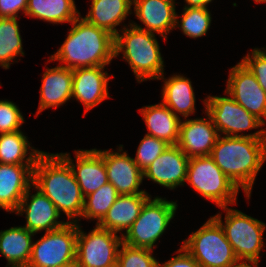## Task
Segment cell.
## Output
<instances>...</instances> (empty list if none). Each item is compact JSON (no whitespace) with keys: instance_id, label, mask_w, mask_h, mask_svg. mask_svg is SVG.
Returning <instances> with one entry per match:
<instances>
[{"instance_id":"3957f363","label":"cell","mask_w":266,"mask_h":267,"mask_svg":"<svg viewBox=\"0 0 266 267\" xmlns=\"http://www.w3.org/2000/svg\"><path fill=\"white\" fill-rule=\"evenodd\" d=\"M71 25L64 43L48 62L59 61L71 70L109 65L115 58V36L86 22L81 15Z\"/></svg>"},{"instance_id":"ffe728a7","label":"cell","mask_w":266,"mask_h":267,"mask_svg":"<svg viewBox=\"0 0 266 267\" xmlns=\"http://www.w3.org/2000/svg\"><path fill=\"white\" fill-rule=\"evenodd\" d=\"M35 165L0 163V208L13 213L33 184Z\"/></svg>"},{"instance_id":"277c9868","label":"cell","mask_w":266,"mask_h":267,"mask_svg":"<svg viewBox=\"0 0 266 267\" xmlns=\"http://www.w3.org/2000/svg\"><path fill=\"white\" fill-rule=\"evenodd\" d=\"M155 34L130 23L129 26L125 24L115 36V58L122 53L138 83L157 80L164 73V60Z\"/></svg>"},{"instance_id":"7a4b0ae2","label":"cell","mask_w":266,"mask_h":267,"mask_svg":"<svg viewBox=\"0 0 266 267\" xmlns=\"http://www.w3.org/2000/svg\"><path fill=\"white\" fill-rule=\"evenodd\" d=\"M33 185L54 203L59 213L66 215L69 222L79 223L84 196L71 167L58 153L43 151L37 158Z\"/></svg>"},{"instance_id":"f546056e","label":"cell","mask_w":266,"mask_h":267,"mask_svg":"<svg viewBox=\"0 0 266 267\" xmlns=\"http://www.w3.org/2000/svg\"><path fill=\"white\" fill-rule=\"evenodd\" d=\"M120 194L110 183H106L95 192L84 197V207L81 218L96 220L98 224Z\"/></svg>"},{"instance_id":"4dcf8cb0","label":"cell","mask_w":266,"mask_h":267,"mask_svg":"<svg viewBox=\"0 0 266 267\" xmlns=\"http://www.w3.org/2000/svg\"><path fill=\"white\" fill-rule=\"evenodd\" d=\"M211 19L210 10L206 7H183L182 15L176 13L175 28H181L184 35L195 39L206 35Z\"/></svg>"},{"instance_id":"e575fe53","label":"cell","mask_w":266,"mask_h":267,"mask_svg":"<svg viewBox=\"0 0 266 267\" xmlns=\"http://www.w3.org/2000/svg\"><path fill=\"white\" fill-rule=\"evenodd\" d=\"M261 49L254 48L251 55L248 53L242 58L241 62L251 71L266 92V48Z\"/></svg>"},{"instance_id":"1f68e13d","label":"cell","mask_w":266,"mask_h":267,"mask_svg":"<svg viewBox=\"0 0 266 267\" xmlns=\"http://www.w3.org/2000/svg\"><path fill=\"white\" fill-rule=\"evenodd\" d=\"M158 261L153 250L135 248L124 243L120 245L117 256V267H157Z\"/></svg>"},{"instance_id":"ba28073f","label":"cell","mask_w":266,"mask_h":267,"mask_svg":"<svg viewBox=\"0 0 266 267\" xmlns=\"http://www.w3.org/2000/svg\"><path fill=\"white\" fill-rule=\"evenodd\" d=\"M186 182L203 198L214 202L219 208L237 204L239 189L210 155L189 159Z\"/></svg>"},{"instance_id":"8992f818","label":"cell","mask_w":266,"mask_h":267,"mask_svg":"<svg viewBox=\"0 0 266 267\" xmlns=\"http://www.w3.org/2000/svg\"><path fill=\"white\" fill-rule=\"evenodd\" d=\"M220 208L226 212L225 222L220 213L212 217L223 228L237 259L259 261L260 251L264 248L263 233L266 224L237 209L228 206Z\"/></svg>"},{"instance_id":"9a60e30c","label":"cell","mask_w":266,"mask_h":267,"mask_svg":"<svg viewBox=\"0 0 266 267\" xmlns=\"http://www.w3.org/2000/svg\"><path fill=\"white\" fill-rule=\"evenodd\" d=\"M207 118L181 119L177 146L188 157L207 156L216 144L219 132L210 115Z\"/></svg>"},{"instance_id":"4316f807","label":"cell","mask_w":266,"mask_h":267,"mask_svg":"<svg viewBox=\"0 0 266 267\" xmlns=\"http://www.w3.org/2000/svg\"><path fill=\"white\" fill-rule=\"evenodd\" d=\"M42 153L43 151L31 146L27 136L21 130L0 134V163L2 164L35 165Z\"/></svg>"},{"instance_id":"8fae6325","label":"cell","mask_w":266,"mask_h":267,"mask_svg":"<svg viewBox=\"0 0 266 267\" xmlns=\"http://www.w3.org/2000/svg\"><path fill=\"white\" fill-rule=\"evenodd\" d=\"M122 236L96 224L88 234L78 224L76 259L81 267H115Z\"/></svg>"},{"instance_id":"8d00e7d4","label":"cell","mask_w":266,"mask_h":267,"mask_svg":"<svg viewBox=\"0 0 266 267\" xmlns=\"http://www.w3.org/2000/svg\"><path fill=\"white\" fill-rule=\"evenodd\" d=\"M27 0H0V18L16 17L19 11L26 13Z\"/></svg>"},{"instance_id":"52a82bcc","label":"cell","mask_w":266,"mask_h":267,"mask_svg":"<svg viewBox=\"0 0 266 267\" xmlns=\"http://www.w3.org/2000/svg\"><path fill=\"white\" fill-rule=\"evenodd\" d=\"M150 197L143 205L139 217L122 236L123 243L135 248L153 250L154 244L164 234L178 208L177 201L159 196Z\"/></svg>"},{"instance_id":"74e56055","label":"cell","mask_w":266,"mask_h":267,"mask_svg":"<svg viewBox=\"0 0 266 267\" xmlns=\"http://www.w3.org/2000/svg\"><path fill=\"white\" fill-rule=\"evenodd\" d=\"M213 0H184L185 6L187 8H194V7H208L207 5L210 4ZM187 4V5H186Z\"/></svg>"},{"instance_id":"836d02e7","label":"cell","mask_w":266,"mask_h":267,"mask_svg":"<svg viewBox=\"0 0 266 267\" xmlns=\"http://www.w3.org/2000/svg\"><path fill=\"white\" fill-rule=\"evenodd\" d=\"M25 122L18 106L10 100H0V134L21 130Z\"/></svg>"},{"instance_id":"cb8c5ba5","label":"cell","mask_w":266,"mask_h":267,"mask_svg":"<svg viewBox=\"0 0 266 267\" xmlns=\"http://www.w3.org/2000/svg\"><path fill=\"white\" fill-rule=\"evenodd\" d=\"M147 126V135L176 145L179 139L180 117L176 116L163 102L147 105L139 110Z\"/></svg>"},{"instance_id":"f1b7e54d","label":"cell","mask_w":266,"mask_h":267,"mask_svg":"<svg viewBox=\"0 0 266 267\" xmlns=\"http://www.w3.org/2000/svg\"><path fill=\"white\" fill-rule=\"evenodd\" d=\"M18 55H25L18 20L16 17L0 18V67L9 69Z\"/></svg>"},{"instance_id":"5bb4252c","label":"cell","mask_w":266,"mask_h":267,"mask_svg":"<svg viewBox=\"0 0 266 267\" xmlns=\"http://www.w3.org/2000/svg\"><path fill=\"white\" fill-rule=\"evenodd\" d=\"M31 188L37 191L33 195L30 193ZM14 212L20 216L25 213L26 225L23 227L34 234L42 230L45 232L56 230L68 223V221H58L61 213L54 203L33 184L28 188Z\"/></svg>"},{"instance_id":"ac0fdd59","label":"cell","mask_w":266,"mask_h":267,"mask_svg":"<svg viewBox=\"0 0 266 267\" xmlns=\"http://www.w3.org/2000/svg\"><path fill=\"white\" fill-rule=\"evenodd\" d=\"M105 66L77 68L73 70L72 98L85 107V113L110 98V75Z\"/></svg>"},{"instance_id":"e0dca14e","label":"cell","mask_w":266,"mask_h":267,"mask_svg":"<svg viewBox=\"0 0 266 267\" xmlns=\"http://www.w3.org/2000/svg\"><path fill=\"white\" fill-rule=\"evenodd\" d=\"M189 159L177 145H169L143 172V179L171 190L184 186Z\"/></svg>"},{"instance_id":"7c38bea8","label":"cell","mask_w":266,"mask_h":267,"mask_svg":"<svg viewBox=\"0 0 266 267\" xmlns=\"http://www.w3.org/2000/svg\"><path fill=\"white\" fill-rule=\"evenodd\" d=\"M225 94L266 124V92L242 62L230 69Z\"/></svg>"},{"instance_id":"d6a6232c","label":"cell","mask_w":266,"mask_h":267,"mask_svg":"<svg viewBox=\"0 0 266 267\" xmlns=\"http://www.w3.org/2000/svg\"><path fill=\"white\" fill-rule=\"evenodd\" d=\"M169 146L164 140L145 134L133 158L140 170L144 172L157 157Z\"/></svg>"},{"instance_id":"5b68a950","label":"cell","mask_w":266,"mask_h":267,"mask_svg":"<svg viewBox=\"0 0 266 267\" xmlns=\"http://www.w3.org/2000/svg\"><path fill=\"white\" fill-rule=\"evenodd\" d=\"M182 248L201 267H233L239 261L223 228L212 216L188 239L183 240Z\"/></svg>"},{"instance_id":"44dd1931","label":"cell","mask_w":266,"mask_h":267,"mask_svg":"<svg viewBox=\"0 0 266 267\" xmlns=\"http://www.w3.org/2000/svg\"><path fill=\"white\" fill-rule=\"evenodd\" d=\"M38 116L48 108H58L72 98L73 70L60 65L46 68L42 76Z\"/></svg>"},{"instance_id":"484cf974","label":"cell","mask_w":266,"mask_h":267,"mask_svg":"<svg viewBox=\"0 0 266 267\" xmlns=\"http://www.w3.org/2000/svg\"><path fill=\"white\" fill-rule=\"evenodd\" d=\"M35 234L23 226L0 231V254L8 261L6 267H27Z\"/></svg>"},{"instance_id":"ab89813d","label":"cell","mask_w":266,"mask_h":267,"mask_svg":"<svg viewBox=\"0 0 266 267\" xmlns=\"http://www.w3.org/2000/svg\"><path fill=\"white\" fill-rule=\"evenodd\" d=\"M61 267H81L78 260L74 259L68 263H66L65 265H62Z\"/></svg>"},{"instance_id":"60d3db41","label":"cell","mask_w":266,"mask_h":267,"mask_svg":"<svg viewBox=\"0 0 266 267\" xmlns=\"http://www.w3.org/2000/svg\"><path fill=\"white\" fill-rule=\"evenodd\" d=\"M255 3H266V0H254Z\"/></svg>"},{"instance_id":"2e32d148","label":"cell","mask_w":266,"mask_h":267,"mask_svg":"<svg viewBox=\"0 0 266 267\" xmlns=\"http://www.w3.org/2000/svg\"><path fill=\"white\" fill-rule=\"evenodd\" d=\"M75 163L69 153H58L71 167L83 196L108 183L105 163L97 149L75 150Z\"/></svg>"},{"instance_id":"d590c367","label":"cell","mask_w":266,"mask_h":267,"mask_svg":"<svg viewBox=\"0 0 266 267\" xmlns=\"http://www.w3.org/2000/svg\"><path fill=\"white\" fill-rule=\"evenodd\" d=\"M177 251L178 252L176 253L179 254L165 263L161 264L158 261L157 267H201L199 263L184 248H182V246Z\"/></svg>"},{"instance_id":"d6986e66","label":"cell","mask_w":266,"mask_h":267,"mask_svg":"<svg viewBox=\"0 0 266 267\" xmlns=\"http://www.w3.org/2000/svg\"><path fill=\"white\" fill-rule=\"evenodd\" d=\"M176 0H133L134 14L145 28L132 22L139 29L159 34L164 40L175 29Z\"/></svg>"},{"instance_id":"4fadbf2b","label":"cell","mask_w":266,"mask_h":267,"mask_svg":"<svg viewBox=\"0 0 266 267\" xmlns=\"http://www.w3.org/2000/svg\"><path fill=\"white\" fill-rule=\"evenodd\" d=\"M117 150V152L112 149L97 150L104 159L108 182L120 195L148 194L147 191L139 189L144 180L143 172L127 151H123V145Z\"/></svg>"},{"instance_id":"6da1fadb","label":"cell","mask_w":266,"mask_h":267,"mask_svg":"<svg viewBox=\"0 0 266 267\" xmlns=\"http://www.w3.org/2000/svg\"><path fill=\"white\" fill-rule=\"evenodd\" d=\"M210 156L231 182L243 189L248 200L266 161V138L220 135Z\"/></svg>"},{"instance_id":"30bf717a","label":"cell","mask_w":266,"mask_h":267,"mask_svg":"<svg viewBox=\"0 0 266 267\" xmlns=\"http://www.w3.org/2000/svg\"><path fill=\"white\" fill-rule=\"evenodd\" d=\"M78 223L69 222L61 228L45 232L33 241L27 267H61L76 259Z\"/></svg>"},{"instance_id":"7402d4cb","label":"cell","mask_w":266,"mask_h":267,"mask_svg":"<svg viewBox=\"0 0 266 267\" xmlns=\"http://www.w3.org/2000/svg\"><path fill=\"white\" fill-rule=\"evenodd\" d=\"M150 197V194L119 195L97 225L115 233L120 232L123 236V231L126 232L139 217L143 205Z\"/></svg>"},{"instance_id":"d4e9b609","label":"cell","mask_w":266,"mask_h":267,"mask_svg":"<svg viewBox=\"0 0 266 267\" xmlns=\"http://www.w3.org/2000/svg\"><path fill=\"white\" fill-rule=\"evenodd\" d=\"M132 5L133 0H92L88 14L82 18L116 36V27L132 14Z\"/></svg>"},{"instance_id":"f35d334b","label":"cell","mask_w":266,"mask_h":267,"mask_svg":"<svg viewBox=\"0 0 266 267\" xmlns=\"http://www.w3.org/2000/svg\"><path fill=\"white\" fill-rule=\"evenodd\" d=\"M233 267H259V261L239 260Z\"/></svg>"},{"instance_id":"9c48e42d","label":"cell","mask_w":266,"mask_h":267,"mask_svg":"<svg viewBox=\"0 0 266 267\" xmlns=\"http://www.w3.org/2000/svg\"><path fill=\"white\" fill-rule=\"evenodd\" d=\"M205 111L210 115L219 135L250 138H266L265 124L243 106L229 96H207L203 100ZM261 128L250 134H242L245 130Z\"/></svg>"},{"instance_id":"603a6c76","label":"cell","mask_w":266,"mask_h":267,"mask_svg":"<svg viewBox=\"0 0 266 267\" xmlns=\"http://www.w3.org/2000/svg\"><path fill=\"white\" fill-rule=\"evenodd\" d=\"M164 80L162 86V102L178 117L179 114L185 119L195 114V93L192 82L183 75H172L168 79L164 73L157 79Z\"/></svg>"},{"instance_id":"83f0119b","label":"cell","mask_w":266,"mask_h":267,"mask_svg":"<svg viewBox=\"0 0 266 267\" xmlns=\"http://www.w3.org/2000/svg\"><path fill=\"white\" fill-rule=\"evenodd\" d=\"M25 16L52 24H71L80 16V11L74 0H27Z\"/></svg>"}]
</instances>
